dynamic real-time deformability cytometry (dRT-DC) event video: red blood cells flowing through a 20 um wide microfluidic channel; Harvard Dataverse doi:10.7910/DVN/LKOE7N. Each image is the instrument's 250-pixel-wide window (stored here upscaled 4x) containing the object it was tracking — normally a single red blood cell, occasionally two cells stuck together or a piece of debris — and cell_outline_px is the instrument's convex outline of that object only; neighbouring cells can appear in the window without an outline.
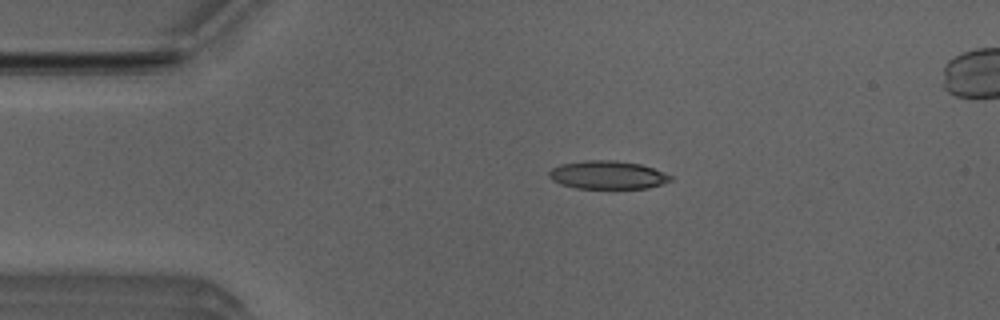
{"species": "Egyptian fruit bat (a non-hibernating species)", "species_latin": "Rousettus aegyptiacus", "temperature_condition": "room temperature", "stored_images_in_passage": 4, "camera_frame_rate_fps": 3000, "um_per_image_px": 0.085, "animal": {"sex": "male"}, "frame": {"image": 1, "passage_image": 2, "time_ms": 0.333, "image_size_px": [1000, 320], "cell_outline_px": [[672, 180], [648, 188], [576, 188], [560, 184], [552, 180], [548, 176], [548, 172], [552, 168], [560, 164], [584, 160], [616, 160], [640, 164], [664, 172], [672, 176]], "centroid_in_image_um": [51.61, 14.86], "position_along_channel_um": 33.4, "area_um2": 20.0}}